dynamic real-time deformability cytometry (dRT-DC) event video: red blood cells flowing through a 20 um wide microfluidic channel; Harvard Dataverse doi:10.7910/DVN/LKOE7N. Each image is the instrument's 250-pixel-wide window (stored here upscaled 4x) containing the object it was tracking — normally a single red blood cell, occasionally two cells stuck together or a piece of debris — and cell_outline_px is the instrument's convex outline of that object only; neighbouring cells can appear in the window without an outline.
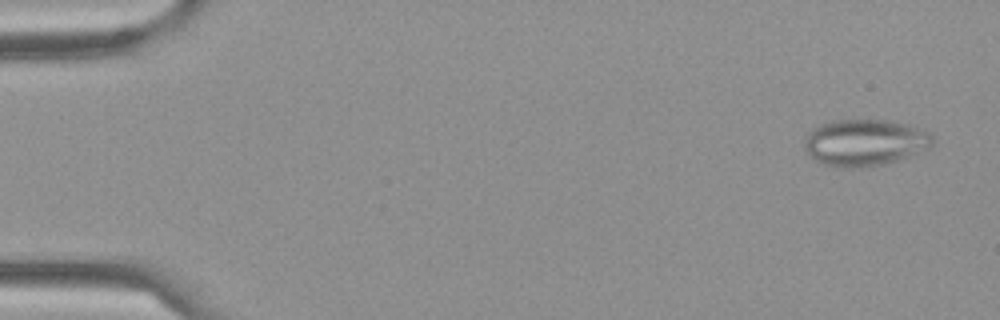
{"species": "Egyptian fruit bat (a non-hibernating species)", "species_latin": "Rousettus aegyptiacus", "temperature_condition": "cold", "stored_images_in_passage": 59, "camera_frame_rate_fps": 3000, "um_per_image_px": 0.085, "frame": {"image": 1, "passage_image": 3, "time_ms": 0.667, "image_size_px": [1000, 320], "cell_outline_px": [[932, 144], [928, 148], [896, 160], [884, 164], [864, 168], [840, 168], [824, 164], [816, 160], [804, 148], [804, 140], [808, 132], [812, 128], [832, 120], [888, 120], [924, 128], [932, 136]], "centroid_in_image_um": [73.49, 12.11], "position_along_channel_um": 11.5, "area_um2": 34.85}}
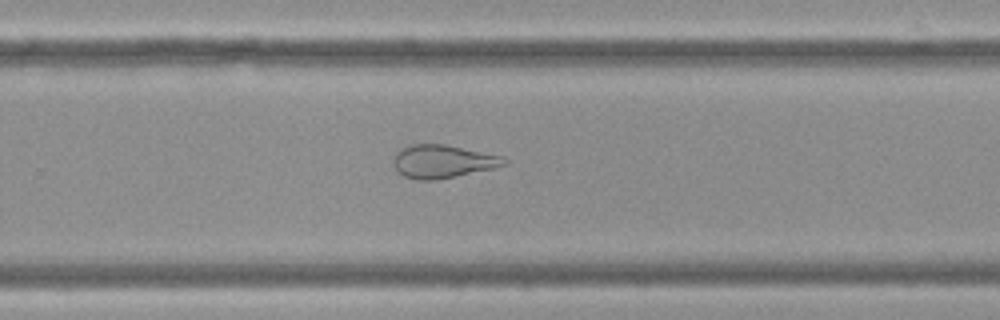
{"frame": {"image": 2, "passage_image": 39, "time_ms": 12.667, "image_size_px": [1000, 320], "cell_outline_px": [[508, 164], [496, 168], [436, 180], [416, 180], [404, 176], [396, 172], [392, 164], [392, 160], [396, 152], [400, 148], [412, 144], [444, 144], [504, 156], [508, 160]], "centroid_in_image_um": [37.62, 13.73], "position_along_channel_um": 292.2, "area_um2": 21.79}}
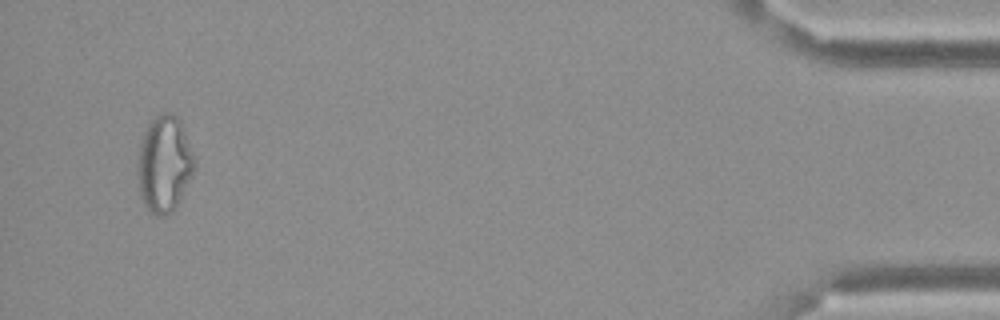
{"frame": {"image": 3, "passage_image": 57, "time_ms": 18.667, "image_size_px": [1000, 320], "cell_outline_px": [[196, 168], [176, 208], [172, 212], [164, 216], [152, 216], [148, 212], [140, 196], [136, 164], [140, 144], [144, 132], [148, 124], [156, 116], [164, 112], [168, 112], [176, 116], [180, 120], [184, 128], [196, 160]], "centroid_in_image_um": [13.97, 13.98], "position_along_channel_um": 421.2, "area_um2": 32.54}, "authors_computed_cell_mechanics": {"area_um2": 29.3624, "velocity_mm_per_s": 3.411, "shape_relaxation_time_tau1_ms": null, "shape_relaxation_time_tau2_ms": 2.0826, "deformation_change_tau1": null, "deformation_change_tau2": 0.1175}}